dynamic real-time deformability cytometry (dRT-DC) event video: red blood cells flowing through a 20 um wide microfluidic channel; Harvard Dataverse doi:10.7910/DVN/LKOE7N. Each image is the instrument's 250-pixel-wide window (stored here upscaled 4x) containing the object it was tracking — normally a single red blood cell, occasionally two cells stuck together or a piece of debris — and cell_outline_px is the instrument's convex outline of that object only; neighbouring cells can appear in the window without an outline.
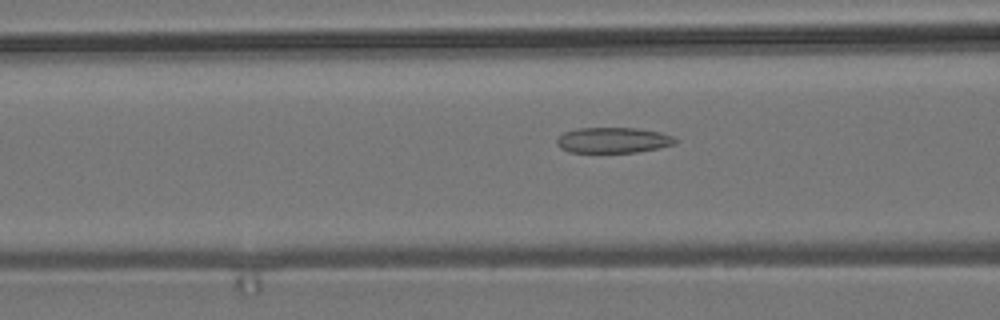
{"species": "common noctule bat (a hibernating species)", "species_latin": "Nyctalus noctula", "temperature_condition": "room temperature", "stored_images_in_passage": 9, "camera_frame_rate_fps": 3000, "um_per_image_px": 0.085, "animal": {"sex": "male", "body_mass_g": 19.2, "forearm_length_mm": 51.8}, "frame": {"image": 1, "passage_image": 7, "time_ms": 10.667, "image_size_px": [1000, 320], "cell_outline_px": [[680, 140], [676, 144], [660, 148], [636, 152], [568, 152], [560, 148], [556, 144], [556, 140], [564, 132], [576, 128], [636, 128], [660, 132], [672, 136]], "centroid_in_image_um": [52.14, 11.91], "position_along_channel_um": 114.5, "area_um2": 17.8}}